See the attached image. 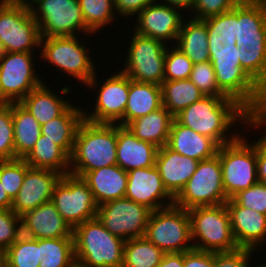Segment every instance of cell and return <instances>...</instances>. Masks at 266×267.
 Returning <instances> with one entry per match:
<instances>
[{"instance_id":"obj_1","label":"cell","mask_w":266,"mask_h":267,"mask_svg":"<svg viewBox=\"0 0 266 267\" xmlns=\"http://www.w3.org/2000/svg\"><path fill=\"white\" fill-rule=\"evenodd\" d=\"M174 118L193 131L214 139L220 146L234 141L240 135L233 133L228 138L226 135L237 121L241 120L248 127L252 121V115L235 99L217 96H204Z\"/></svg>"},{"instance_id":"obj_2","label":"cell","mask_w":266,"mask_h":267,"mask_svg":"<svg viewBox=\"0 0 266 267\" xmlns=\"http://www.w3.org/2000/svg\"><path fill=\"white\" fill-rule=\"evenodd\" d=\"M117 124L83 120L70 156L69 173L83 177L98 168L117 165Z\"/></svg>"},{"instance_id":"obj_3","label":"cell","mask_w":266,"mask_h":267,"mask_svg":"<svg viewBox=\"0 0 266 267\" xmlns=\"http://www.w3.org/2000/svg\"><path fill=\"white\" fill-rule=\"evenodd\" d=\"M77 267H122L125 240L110 233L96 217L73 228Z\"/></svg>"},{"instance_id":"obj_4","label":"cell","mask_w":266,"mask_h":267,"mask_svg":"<svg viewBox=\"0 0 266 267\" xmlns=\"http://www.w3.org/2000/svg\"><path fill=\"white\" fill-rule=\"evenodd\" d=\"M239 50V53L209 54V61L219 89L253 115L263 110L266 92L241 67L242 49Z\"/></svg>"},{"instance_id":"obj_5","label":"cell","mask_w":266,"mask_h":267,"mask_svg":"<svg viewBox=\"0 0 266 267\" xmlns=\"http://www.w3.org/2000/svg\"><path fill=\"white\" fill-rule=\"evenodd\" d=\"M188 214L191 239L202 241L193 243L195 250L221 253L239 249L232 233L230 214L225 203L193 207L188 209Z\"/></svg>"},{"instance_id":"obj_6","label":"cell","mask_w":266,"mask_h":267,"mask_svg":"<svg viewBox=\"0 0 266 267\" xmlns=\"http://www.w3.org/2000/svg\"><path fill=\"white\" fill-rule=\"evenodd\" d=\"M40 28L23 0H0V42L4 52H33L41 45Z\"/></svg>"},{"instance_id":"obj_7","label":"cell","mask_w":266,"mask_h":267,"mask_svg":"<svg viewBox=\"0 0 266 267\" xmlns=\"http://www.w3.org/2000/svg\"><path fill=\"white\" fill-rule=\"evenodd\" d=\"M217 154L228 199L258 182L256 140L249 144L244 136L239 135L234 141L220 146Z\"/></svg>"},{"instance_id":"obj_8","label":"cell","mask_w":266,"mask_h":267,"mask_svg":"<svg viewBox=\"0 0 266 267\" xmlns=\"http://www.w3.org/2000/svg\"><path fill=\"white\" fill-rule=\"evenodd\" d=\"M79 42L77 36L42 37L40 55L42 59L94 90L98 83L93 66L95 64L87 54V47Z\"/></svg>"},{"instance_id":"obj_9","label":"cell","mask_w":266,"mask_h":267,"mask_svg":"<svg viewBox=\"0 0 266 267\" xmlns=\"http://www.w3.org/2000/svg\"><path fill=\"white\" fill-rule=\"evenodd\" d=\"M144 237L164 253L194 249L193 244L189 243L192 239L188 210L173 204L152 211Z\"/></svg>"},{"instance_id":"obj_10","label":"cell","mask_w":266,"mask_h":267,"mask_svg":"<svg viewBox=\"0 0 266 267\" xmlns=\"http://www.w3.org/2000/svg\"><path fill=\"white\" fill-rule=\"evenodd\" d=\"M228 200L222 183V168L218 154L198 162L196 171L174 199L183 209L197 206H216Z\"/></svg>"},{"instance_id":"obj_11","label":"cell","mask_w":266,"mask_h":267,"mask_svg":"<svg viewBox=\"0 0 266 267\" xmlns=\"http://www.w3.org/2000/svg\"><path fill=\"white\" fill-rule=\"evenodd\" d=\"M29 7L41 37L76 36L80 30L92 33L85 25L78 0H34Z\"/></svg>"},{"instance_id":"obj_12","label":"cell","mask_w":266,"mask_h":267,"mask_svg":"<svg viewBox=\"0 0 266 267\" xmlns=\"http://www.w3.org/2000/svg\"><path fill=\"white\" fill-rule=\"evenodd\" d=\"M51 202L72 229L96 218L98 205L88 183L71 173L62 175L55 186Z\"/></svg>"},{"instance_id":"obj_13","label":"cell","mask_w":266,"mask_h":267,"mask_svg":"<svg viewBox=\"0 0 266 267\" xmlns=\"http://www.w3.org/2000/svg\"><path fill=\"white\" fill-rule=\"evenodd\" d=\"M132 35L122 72L131 80L161 86L164 81L166 48L169 45L136 32Z\"/></svg>"},{"instance_id":"obj_14","label":"cell","mask_w":266,"mask_h":267,"mask_svg":"<svg viewBox=\"0 0 266 267\" xmlns=\"http://www.w3.org/2000/svg\"><path fill=\"white\" fill-rule=\"evenodd\" d=\"M33 52H4L0 57V103H19L43 81L37 76Z\"/></svg>"},{"instance_id":"obj_15","label":"cell","mask_w":266,"mask_h":267,"mask_svg":"<svg viewBox=\"0 0 266 267\" xmlns=\"http://www.w3.org/2000/svg\"><path fill=\"white\" fill-rule=\"evenodd\" d=\"M152 210L127 198L98 206L96 217L113 235L127 241L144 237Z\"/></svg>"},{"instance_id":"obj_16","label":"cell","mask_w":266,"mask_h":267,"mask_svg":"<svg viewBox=\"0 0 266 267\" xmlns=\"http://www.w3.org/2000/svg\"><path fill=\"white\" fill-rule=\"evenodd\" d=\"M99 89L95 109L84 112V119L93 123L118 124L123 126V116L129 94V76L118 72L106 78Z\"/></svg>"},{"instance_id":"obj_17","label":"cell","mask_w":266,"mask_h":267,"mask_svg":"<svg viewBox=\"0 0 266 267\" xmlns=\"http://www.w3.org/2000/svg\"><path fill=\"white\" fill-rule=\"evenodd\" d=\"M183 15L176 7H171L160 2H154L146 6L138 15V24L134 26V32L167 43L169 40L177 42L181 30ZM168 40V41H167Z\"/></svg>"},{"instance_id":"obj_18","label":"cell","mask_w":266,"mask_h":267,"mask_svg":"<svg viewBox=\"0 0 266 267\" xmlns=\"http://www.w3.org/2000/svg\"><path fill=\"white\" fill-rule=\"evenodd\" d=\"M127 174L125 198L145 205L152 211L174 204V198L165 189L155 165L148 168L133 169ZM163 199L171 201L165 203L162 201Z\"/></svg>"},{"instance_id":"obj_19","label":"cell","mask_w":266,"mask_h":267,"mask_svg":"<svg viewBox=\"0 0 266 267\" xmlns=\"http://www.w3.org/2000/svg\"><path fill=\"white\" fill-rule=\"evenodd\" d=\"M61 178L62 174L56 171L30 167L17 196L12 200L11 210L21 217L24 213L50 202Z\"/></svg>"},{"instance_id":"obj_20","label":"cell","mask_w":266,"mask_h":267,"mask_svg":"<svg viewBox=\"0 0 266 267\" xmlns=\"http://www.w3.org/2000/svg\"><path fill=\"white\" fill-rule=\"evenodd\" d=\"M231 229L239 248L255 250L266 240V215L242 207L232 198L226 201Z\"/></svg>"},{"instance_id":"obj_21","label":"cell","mask_w":266,"mask_h":267,"mask_svg":"<svg viewBox=\"0 0 266 267\" xmlns=\"http://www.w3.org/2000/svg\"><path fill=\"white\" fill-rule=\"evenodd\" d=\"M21 233L34 239L73 237V229L51 201L21 216Z\"/></svg>"},{"instance_id":"obj_22","label":"cell","mask_w":266,"mask_h":267,"mask_svg":"<svg viewBox=\"0 0 266 267\" xmlns=\"http://www.w3.org/2000/svg\"><path fill=\"white\" fill-rule=\"evenodd\" d=\"M198 162L179 154L167 145L158 148L155 166L159 171L165 189L174 199L196 171Z\"/></svg>"},{"instance_id":"obj_23","label":"cell","mask_w":266,"mask_h":267,"mask_svg":"<svg viewBox=\"0 0 266 267\" xmlns=\"http://www.w3.org/2000/svg\"><path fill=\"white\" fill-rule=\"evenodd\" d=\"M158 147L139 140L125 126L117 124V165L126 172L155 165Z\"/></svg>"},{"instance_id":"obj_24","label":"cell","mask_w":266,"mask_h":267,"mask_svg":"<svg viewBox=\"0 0 266 267\" xmlns=\"http://www.w3.org/2000/svg\"><path fill=\"white\" fill-rule=\"evenodd\" d=\"M167 146L197 161L215 156L220 147L214 139L193 131L180 124L175 118L171 124Z\"/></svg>"},{"instance_id":"obj_25","label":"cell","mask_w":266,"mask_h":267,"mask_svg":"<svg viewBox=\"0 0 266 267\" xmlns=\"http://www.w3.org/2000/svg\"><path fill=\"white\" fill-rule=\"evenodd\" d=\"M82 178L88 183L98 206L125 198L128 174L118 165L89 171Z\"/></svg>"},{"instance_id":"obj_26","label":"cell","mask_w":266,"mask_h":267,"mask_svg":"<svg viewBox=\"0 0 266 267\" xmlns=\"http://www.w3.org/2000/svg\"><path fill=\"white\" fill-rule=\"evenodd\" d=\"M71 104L59 117L41 126V135L60 146L69 156L74 149L77 130L84 120V109Z\"/></svg>"},{"instance_id":"obj_27","label":"cell","mask_w":266,"mask_h":267,"mask_svg":"<svg viewBox=\"0 0 266 267\" xmlns=\"http://www.w3.org/2000/svg\"><path fill=\"white\" fill-rule=\"evenodd\" d=\"M162 106V88L160 85L134 81L129 77V94L123 116V126L132 120L158 110Z\"/></svg>"},{"instance_id":"obj_28","label":"cell","mask_w":266,"mask_h":267,"mask_svg":"<svg viewBox=\"0 0 266 267\" xmlns=\"http://www.w3.org/2000/svg\"><path fill=\"white\" fill-rule=\"evenodd\" d=\"M174 116L164 106L143 117L130 121L125 127L139 140L161 148L167 145Z\"/></svg>"},{"instance_id":"obj_29","label":"cell","mask_w":266,"mask_h":267,"mask_svg":"<svg viewBox=\"0 0 266 267\" xmlns=\"http://www.w3.org/2000/svg\"><path fill=\"white\" fill-rule=\"evenodd\" d=\"M207 25L209 54L239 53L236 46V5L226 13L204 19Z\"/></svg>"},{"instance_id":"obj_30","label":"cell","mask_w":266,"mask_h":267,"mask_svg":"<svg viewBox=\"0 0 266 267\" xmlns=\"http://www.w3.org/2000/svg\"><path fill=\"white\" fill-rule=\"evenodd\" d=\"M52 89L43 82L33 89L19 103L39 122L42 126L54 118L59 117L70 105L69 101L54 94Z\"/></svg>"},{"instance_id":"obj_31","label":"cell","mask_w":266,"mask_h":267,"mask_svg":"<svg viewBox=\"0 0 266 267\" xmlns=\"http://www.w3.org/2000/svg\"><path fill=\"white\" fill-rule=\"evenodd\" d=\"M177 46L193 64L209 61L208 33L204 20L192 18L183 21L178 34Z\"/></svg>"},{"instance_id":"obj_32","label":"cell","mask_w":266,"mask_h":267,"mask_svg":"<svg viewBox=\"0 0 266 267\" xmlns=\"http://www.w3.org/2000/svg\"><path fill=\"white\" fill-rule=\"evenodd\" d=\"M15 159H24L41 135L39 122L20 104L12 103Z\"/></svg>"},{"instance_id":"obj_33","label":"cell","mask_w":266,"mask_h":267,"mask_svg":"<svg viewBox=\"0 0 266 267\" xmlns=\"http://www.w3.org/2000/svg\"><path fill=\"white\" fill-rule=\"evenodd\" d=\"M24 160L31 168L48 169L62 175L69 173L70 156L60 146L42 135Z\"/></svg>"},{"instance_id":"obj_34","label":"cell","mask_w":266,"mask_h":267,"mask_svg":"<svg viewBox=\"0 0 266 267\" xmlns=\"http://www.w3.org/2000/svg\"><path fill=\"white\" fill-rule=\"evenodd\" d=\"M162 105L174 117L186 107L204 97L202 92L188 78L174 81H163Z\"/></svg>"},{"instance_id":"obj_35","label":"cell","mask_w":266,"mask_h":267,"mask_svg":"<svg viewBox=\"0 0 266 267\" xmlns=\"http://www.w3.org/2000/svg\"><path fill=\"white\" fill-rule=\"evenodd\" d=\"M39 267H77L73 237L40 239Z\"/></svg>"},{"instance_id":"obj_36","label":"cell","mask_w":266,"mask_h":267,"mask_svg":"<svg viewBox=\"0 0 266 267\" xmlns=\"http://www.w3.org/2000/svg\"><path fill=\"white\" fill-rule=\"evenodd\" d=\"M165 253L145 237L125 242L122 267H157Z\"/></svg>"},{"instance_id":"obj_37","label":"cell","mask_w":266,"mask_h":267,"mask_svg":"<svg viewBox=\"0 0 266 267\" xmlns=\"http://www.w3.org/2000/svg\"><path fill=\"white\" fill-rule=\"evenodd\" d=\"M1 256L5 267H39L40 239L21 234Z\"/></svg>"},{"instance_id":"obj_38","label":"cell","mask_w":266,"mask_h":267,"mask_svg":"<svg viewBox=\"0 0 266 267\" xmlns=\"http://www.w3.org/2000/svg\"><path fill=\"white\" fill-rule=\"evenodd\" d=\"M87 28L98 33L101 28L114 20V0H78Z\"/></svg>"},{"instance_id":"obj_39","label":"cell","mask_w":266,"mask_h":267,"mask_svg":"<svg viewBox=\"0 0 266 267\" xmlns=\"http://www.w3.org/2000/svg\"><path fill=\"white\" fill-rule=\"evenodd\" d=\"M29 168L20 158L0 162V182L11 200L17 196Z\"/></svg>"},{"instance_id":"obj_40","label":"cell","mask_w":266,"mask_h":267,"mask_svg":"<svg viewBox=\"0 0 266 267\" xmlns=\"http://www.w3.org/2000/svg\"><path fill=\"white\" fill-rule=\"evenodd\" d=\"M169 48H166L164 81L188 79L193 62L177 46Z\"/></svg>"},{"instance_id":"obj_41","label":"cell","mask_w":266,"mask_h":267,"mask_svg":"<svg viewBox=\"0 0 266 267\" xmlns=\"http://www.w3.org/2000/svg\"><path fill=\"white\" fill-rule=\"evenodd\" d=\"M15 159L12 103H0V160Z\"/></svg>"},{"instance_id":"obj_42","label":"cell","mask_w":266,"mask_h":267,"mask_svg":"<svg viewBox=\"0 0 266 267\" xmlns=\"http://www.w3.org/2000/svg\"><path fill=\"white\" fill-rule=\"evenodd\" d=\"M189 79L204 96L227 97L217 86L215 71L210 61L193 64Z\"/></svg>"},{"instance_id":"obj_43","label":"cell","mask_w":266,"mask_h":267,"mask_svg":"<svg viewBox=\"0 0 266 267\" xmlns=\"http://www.w3.org/2000/svg\"><path fill=\"white\" fill-rule=\"evenodd\" d=\"M21 217L11 209L0 210V255L21 235Z\"/></svg>"},{"instance_id":"obj_44","label":"cell","mask_w":266,"mask_h":267,"mask_svg":"<svg viewBox=\"0 0 266 267\" xmlns=\"http://www.w3.org/2000/svg\"><path fill=\"white\" fill-rule=\"evenodd\" d=\"M232 199L242 207L266 215V184L257 182L250 188L239 191Z\"/></svg>"},{"instance_id":"obj_45","label":"cell","mask_w":266,"mask_h":267,"mask_svg":"<svg viewBox=\"0 0 266 267\" xmlns=\"http://www.w3.org/2000/svg\"><path fill=\"white\" fill-rule=\"evenodd\" d=\"M240 0H195L192 7L195 19L204 20L231 11Z\"/></svg>"},{"instance_id":"obj_46","label":"cell","mask_w":266,"mask_h":267,"mask_svg":"<svg viewBox=\"0 0 266 267\" xmlns=\"http://www.w3.org/2000/svg\"><path fill=\"white\" fill-rule=\"evenodd\" d=\"M252 252L239 248L232 252L214 253V267H250Z\"/></svg>"},{"instance_id":"obj_47","label":"cell","mask_w":266,"mask_h":267,"mask_svg":"<svg viewBox=\"0 0 266 267\" xmlns=\"http://www.w3.org/2000/svg\"><path fill=\"white\" fill-rule=\"evenodd\" d=\"M183 267H214V252L195 249L183 252Z\"/></svg>"},{"instance_id":"obj_48","label":"cell","mask_w":266,"mask_h":267,"mask_svg":"<svg viewBox=\"0 0 266 267\" xmlns=\"http://www.w3.org/2000/svg\"><path fill=\"white\" fill-rule=\"evenodd\" d=\"M157 0H114V7L117 14L124 16L125 18L129 16L138 15L146 6Z\"/></svg>"},{"instance_id":"obj_49","label":"cell","mask_w":266,"mask_h":267,"mask_svg":"<svg viewBox=\"0 0 266 267\" xmlns=\"http://www.w3.org/2000/svg\"><path fill=\"white\" fill-rule=\"evenodd\" d=\"M257 177L266 184V135L257 140Z\"/></svg>"},{"instance_id":"obj_50","label":"cell","mask_w":266,"mask_h":267,"mask_svg":"<svg viewBox=\"0 0 266 267\" xmlns=\"http://www.w3.org/2000/svg\"><path fill=\"white\" fill-rule=\"evenodd\" d=\"M157 267H183V252L165 253Z\"/></svg>"},{"instance_id":"obj_51","label":"cell","mask_w":266,"mask_h":267,"mask_svg":"<svg viewBox=\"0 0 266 267\" xmlns=\"http://www.w3.org/2000/svg\"><path fill=\"white\" fill-rule=\"evenodd\" d=\"M160 1H163V2H161L162 4H166V5H169L171 7H176L180 10H182V9L186 10V8H187V10L191 9V11H192V7H193L194 2H195V0H160Z\"/></svg>"},{"instance_id":"obj_52","label":"cell","mask_w":266,"mask_h":267,"mask_svg":"<svg viewBox=\"0 0 266 267\" xmlns=\"http://www.w3.org/2000/svg\"><path fill=\"white\" fill-rule=\"evenodd\" d=\"M264 124H266V101L263 110L252 115L250 126L259 128L260 125L264 126Z\"/></svg>"},{"instance_id":"obj_53","label":"cell","mask_w":266,"mask_h":267,"mask_svg":"<svg viewBox=\"0 0 266 267\" xmlns=\"http://www.w3.org/2000/svg\"><path fill=\"white\" fill-rule=\"evenodd\" d=\"M11 206L12 200L9 198L0 182V210L11 209Z\"/></svg>"},{"instance_id":"obj_54","label":"cell","mask_w":266,"mask_h":267,"mask_svg":"<svg viewBox=\"0 0 266 267\" xmlns=\"http://www.w3.org/2000/svg\"><path fill=\"white\" fill-rule=\"evenodd\" d=\"M0 267H5V263L1 255H0Z\"/></svg>"},{"instance_id":"obj_55","label":"cell","mask_w":266,"mask_h":267,"mask_svg":"<svg viewBox=\"0 0 266 267\" xmlns=\"http://www.w3.org/2000/svg\"><path fill=\"white\" fill-rule=\"evenodd\" d=\"M4 54V50L2 48L1 42H0V57Z\"/></svg>"},{"instance_id":"obj_56","label":"cell","mask_w":266,"mask_h":267,"mask_svg":"<svg viewBox=\"0 0 266 267\" xmlns=\"http://www.w3.org/2000/svg\"><path fill=\"white\" fill-rule=\"evenodd\" d=\"M25 3H27L28 5H30L34 0H23Z\"/></svg>"},{"instance_id":"obj_57","label":"cell","mask_w":266,"mask_h":267,"mask_svg":"<svg viewBox=\"0 0 266 267\" xmlns=\"http://www.w3.org/2000/svg\"><path fill=\"white\" fill-rule=\"evenodd\" d=\"M255 267H256V266H255ZM258 267H266V264H264V265H262V266L260 265V266H258Z\"/></svg>"}]
</instances>
